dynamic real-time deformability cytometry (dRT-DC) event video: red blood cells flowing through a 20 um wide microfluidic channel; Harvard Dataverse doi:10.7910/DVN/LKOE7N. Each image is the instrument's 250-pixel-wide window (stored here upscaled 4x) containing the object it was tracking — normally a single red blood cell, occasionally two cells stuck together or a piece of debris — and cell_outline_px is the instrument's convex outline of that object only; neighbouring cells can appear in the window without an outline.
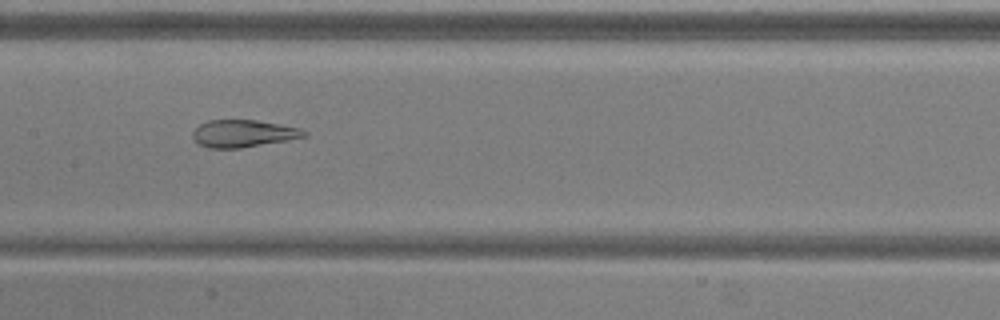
{"species": "common noctule bat (a hibernating species)", "species_latin": "Nyctalus noctula", "temperature_condition": "warm", "stored_images_in_passage": 53, "camera_frame_rate_fps": 3000, "um_per_image_px": 0.085, "animal": {"sex": "male", "body_mass_g": 20.5, "forearm_length_mm": 52.5}, "frame": {"image": 1, "passage_image": 26, "time_ms": 8.333, "image_size_px": [1000, 320], "cell_outline_px": [[308, 136], [288, 140], [240, 148], [208, 148], [200, 144], [192, 136], [192, 132], [200, 124], [208, 120], [256, 120], [280, 124], [300, 128], [308, 132]], "centroid_in_image_um": [20.7, 11.34], "position_along_channel_um": 186.7, "area_um2": 17.69}}
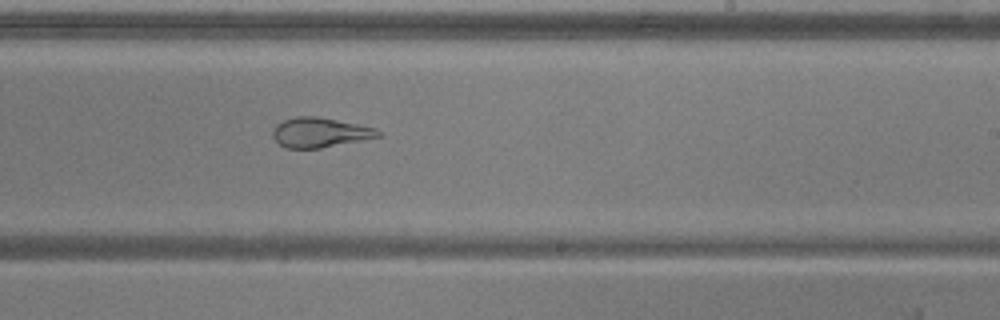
{"frame": {"image": 2, "passage_image": 32, "time_ms": 10.333, "image_size_px": [1000, 320], "cell_outline_px": [[380, 136], [320, 148], [284, 148], [272, 136], [272, 132], [276, 124], [284, 120], [296, 116], [316, 116], [376, 128], [380, 132]], "centroid_in_image_um": [27.14, 11.26], "position_along_channel_um": 261.9, "area_um2": 17.98}}
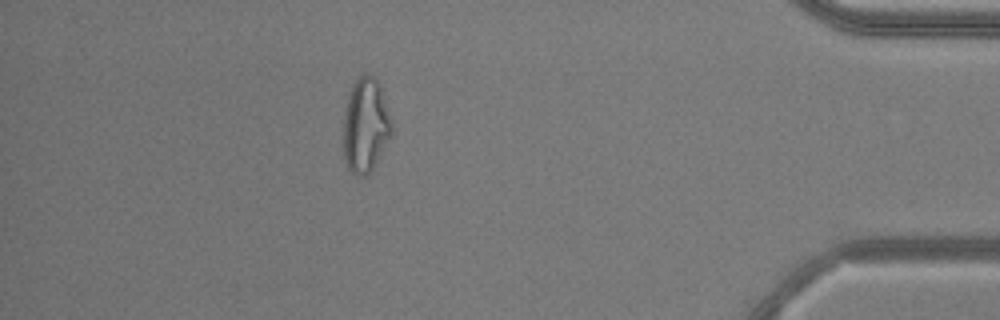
{"frame": {"image": 3, "passage_image": 47, "time_ms": 15.333, "image_size_px": [1000, 320], "cell_outline_px": [[392, 132], [368, 176], [356, 176], [348, 168], [344, 156], [344, 112], [348, 96], [352, 84], [364, 72], [368, 72], [376, 80], [380, 88], [392, 120]], "centroid_in_image_um": [31.06, 10.64], "position_along_channel_um": 404.1, "area_um2": 26.3}, "authors_computed_cell_mechanics": {"area_um2": 25.432, "velocity_mm_per_s": 3.7757, "shape_relaxation_time_tau1_ms": null, "shape_relaxation_time_tau2_ms": 1.5875, "deformation_change_tau1": null, "deformation_change_tau2": 0.081}}